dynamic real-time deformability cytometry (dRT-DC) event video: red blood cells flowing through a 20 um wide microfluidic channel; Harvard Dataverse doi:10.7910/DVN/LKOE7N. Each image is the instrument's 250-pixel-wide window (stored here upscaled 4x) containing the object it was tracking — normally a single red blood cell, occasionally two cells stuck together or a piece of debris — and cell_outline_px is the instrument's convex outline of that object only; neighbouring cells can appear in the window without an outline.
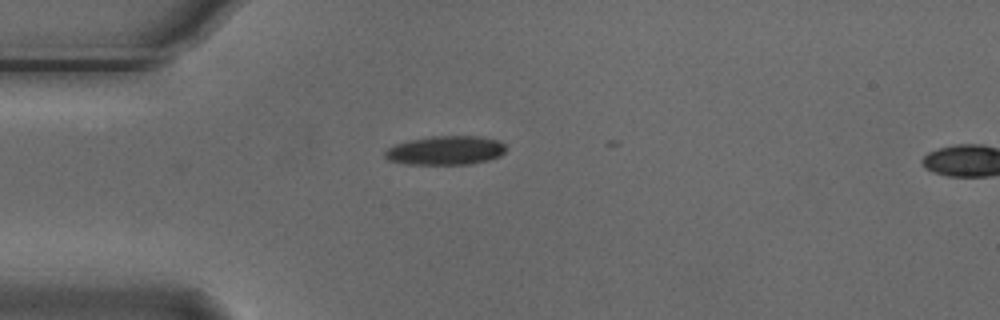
{"species": "Egyptian fruit bat (a non-hibernating species)", "species_latin": "Rousettus aegyptiacus", "temperature_condition": "cold", "stored_images_in_passage": 2, "camera_frame_rate_fps": 3000, "um_per_image_px": 0.085, "animal": {"sex": "male"}, "frame": {"image": 1, "passage_image": 1, "time_ms": 0.0, "image_size_px": [1000, 320], "cell_outline_px": [[504, 152], [500, 156], [488, 160], [472, 164], [408, 164], [388, 160], [384, 156], [384, 152], [388, 148], [396, 144], [412, 140], [432, 136], [484, 136], [496, 140], [504, 144]], "centroid_in_image_um": [37.88, 12.79], "position_along_channel_um": 47.1, "area_um2": 20.29}}